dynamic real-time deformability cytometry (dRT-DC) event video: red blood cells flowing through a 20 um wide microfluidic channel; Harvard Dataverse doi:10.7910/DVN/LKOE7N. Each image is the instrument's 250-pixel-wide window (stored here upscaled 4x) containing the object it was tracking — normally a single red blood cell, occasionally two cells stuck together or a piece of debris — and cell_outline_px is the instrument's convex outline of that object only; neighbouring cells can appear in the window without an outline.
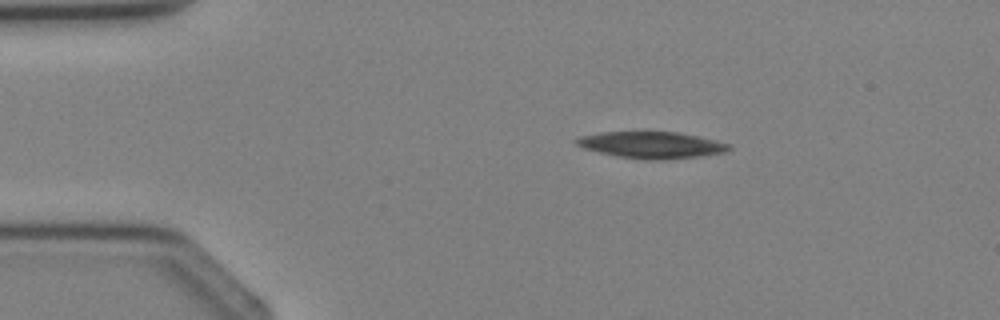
{"species": "Egyptian fruit bat (a non-hibernating species)", "species_latin": "Rousettus aegyptiacus", "temperature_condition": "cold", "stored_images_in_passage": 3, "camera_frame_rate_fps": 3000, "um_per_image_px": 0.085, "animal": {"sex": "female"}, "frame": {"image": 1, "passage_image": 1, "time_ms": 0.0, "image_size_px": [1000, 320], "cell_outline_px": [[732, 148], [728, 152], [700, 156], [664, 160], [644, 160], [620, 156], [600, 152], [584, 148], [576, 144], [572, 140], [580, 136], [600, 132], [676, 132], [716, 140], [732, 144]], "centroid_in_image_um": [55.42, 12.32], "position_along_channel_um": 29.6, "area_um2": 23.7}}